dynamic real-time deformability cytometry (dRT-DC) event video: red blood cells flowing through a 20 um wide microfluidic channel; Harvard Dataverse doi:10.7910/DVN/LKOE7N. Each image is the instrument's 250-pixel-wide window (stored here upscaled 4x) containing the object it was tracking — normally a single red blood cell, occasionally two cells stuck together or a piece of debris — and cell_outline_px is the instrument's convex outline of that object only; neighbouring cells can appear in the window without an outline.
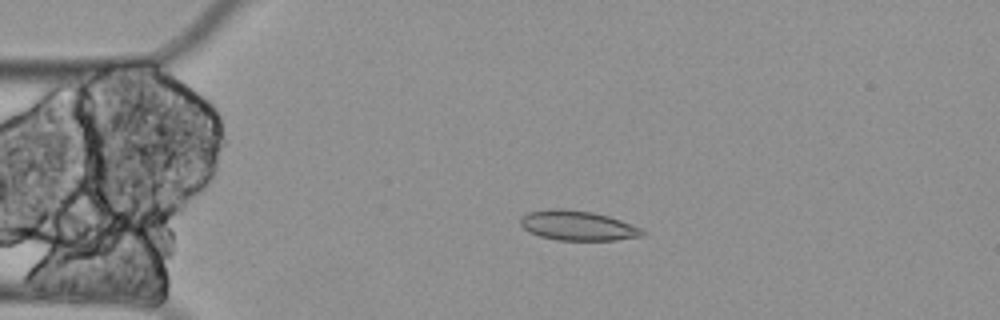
{"species": "Egyptian fruit bat (a non-hibernating species)", "species_latin": "Rousettus aegyptiacus", "temperature_condition": "cold", "stored_images_in_passage": 1, "camera_frame_rate_fps": 3000, "um_per_image_px": 0.085, "animal": {"sex": "female"}, "frame": {"image": 1, "passage_image": 1, "time_ms": 0.0, "image_size_px": [1000, 320], "cell_outline_px": [[648, 232], [644, 236], [616, 240], [556, 240], [540, 236], [528, 232], [520, 224], [520, 216], [528, 212], [548, 208], [564, 208], [592, 212], [608, 216], [620, 220], [640, 228]], "centroid_in_image_um": [49.08, 19.17], "position_along_channel_um": 35.9, "area_um2": 21.39}}